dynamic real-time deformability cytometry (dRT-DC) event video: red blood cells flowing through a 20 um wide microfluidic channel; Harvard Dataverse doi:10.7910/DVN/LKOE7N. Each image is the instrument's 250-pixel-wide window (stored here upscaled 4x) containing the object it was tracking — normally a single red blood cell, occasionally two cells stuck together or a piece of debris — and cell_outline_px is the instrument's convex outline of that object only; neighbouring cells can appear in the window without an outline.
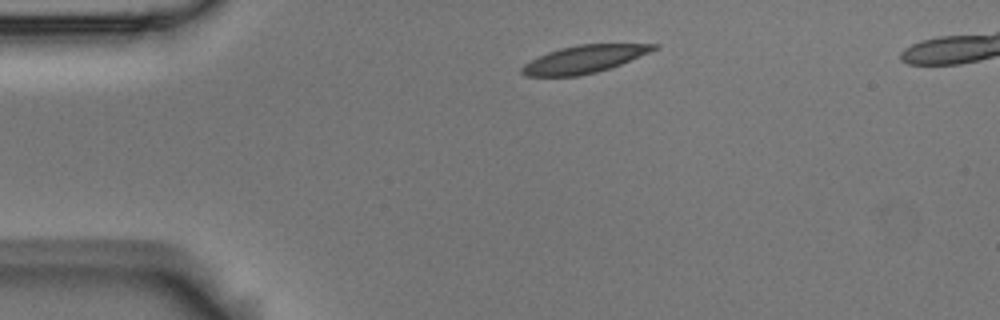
{"species": "Egyptian fruit bat (a non-hibernating species)", "species_latin": "Rousettus aegyptiacus", "temperature_condition": "room temperature", "stored_images_in_passage": 3, "camera_frame_rate_fps": 3000, "um_per_image_px": 0.085, "animal": {"sex": "male"}, "frame": {"image": 1, "passage_image": 1, "time_ms": 0.0, "image_size_px": [1000, 320], "cell_outline_px": [[660, 44], [656, 48], [648, 52], [620, 64], [596, 72], [580, 76], [524, 76], [520, 72], [520, 68], [524, 64], [548, 52], [560, 48], [576, 44]], "centroid_in_image_um": [49.58, 5.04], "position_along_channel_um": 35.4, "area_um2": 20.87}}